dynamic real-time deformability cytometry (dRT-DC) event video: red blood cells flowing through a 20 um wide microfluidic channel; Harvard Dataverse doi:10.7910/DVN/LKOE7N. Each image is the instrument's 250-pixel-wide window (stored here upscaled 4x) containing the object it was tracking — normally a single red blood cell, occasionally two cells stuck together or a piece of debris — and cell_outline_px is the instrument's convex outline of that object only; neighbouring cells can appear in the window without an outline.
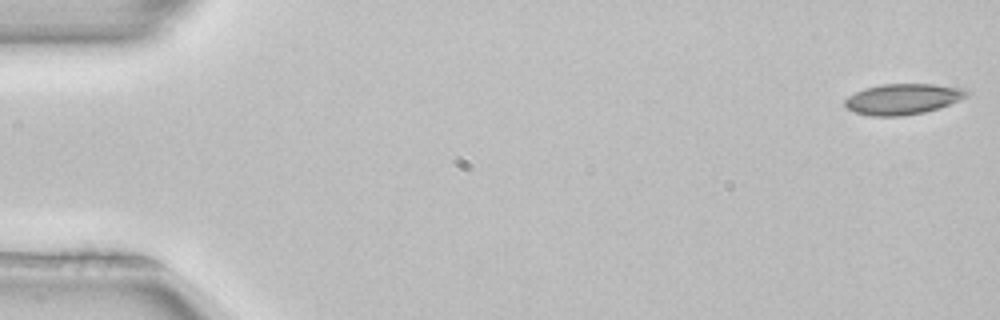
{"species": "common noctule bat (a hibernating species)", "species_latin": "Nyctalus noctula", "temperature_condition": "room temperature", "stored_images_in_passage": 48, "camera_frame_rate_fps": 3000, "um_per_image_px": 0.085, "animal": {"sex": "female", "body_mass_g": 22.7, "forearm_length_mm": 54.2}, "frame": {"image": 1, "passage_image": 1, "time_ms": 0.0, "image_size_px": [1000, 320], "cell_outline_px": [[972, 92], [968, 96], [960, 100], [940, 108], [924, 112], [904, 116], [872, 116], [856, 112], [848, 108], [844, 104], [844, 100], [848, 96], [864, 88], [880, 84], [932, 84], [960, 88]], "centroid_in_image_um": [76.76, 8.42], "position_along_channel_um": 8.2, "area_um2": 21.85}}
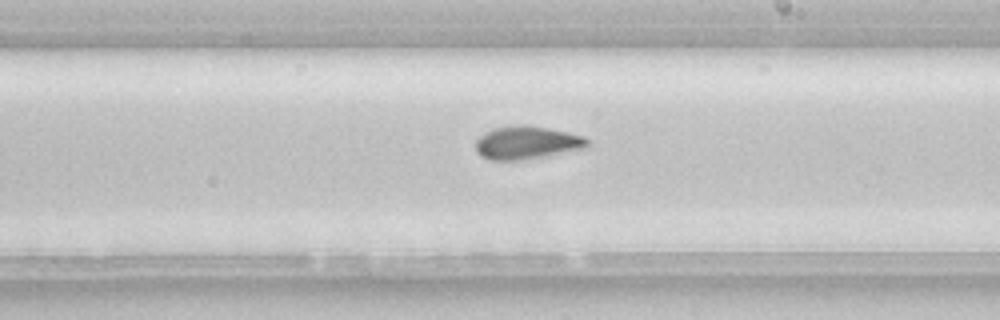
{"frame": {"image": 2, "passage_image": 30, "time_ms": 9.667, "image_size_px": [1000, 320], "cell_outline_px": [[588, 148], [544, 156], [520, 160], [488, 160], [480, 156], [476, 152], [476, 140], [484, 132], [492, 128], [520, 124], [524, 124], [548, 128], [568, 132], [584, 136], [588, 140]], "centroid_in_image_um": [44.76, 12.12], "position_along_channel_um": 244.2, "area_um2": 21.73}}